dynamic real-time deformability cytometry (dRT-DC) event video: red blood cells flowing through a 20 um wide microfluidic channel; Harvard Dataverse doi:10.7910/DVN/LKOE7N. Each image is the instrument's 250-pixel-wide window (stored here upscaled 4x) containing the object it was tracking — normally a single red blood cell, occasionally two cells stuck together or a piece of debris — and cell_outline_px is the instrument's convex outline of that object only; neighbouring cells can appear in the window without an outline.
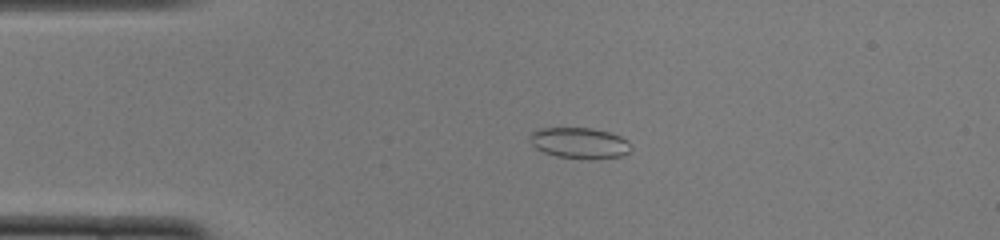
{"species": "common noctule bat (a hibernating species)", "species_latin": "Nyctalus noctula", "temperature_condition": "cold", "stored_images_in_passage": 50, "camera_frame_rate_fps": 3000, "um_per_image_px": 0.085, "animal": {"sex": "female", "body_mass_g": 22.0, "forearm_length_mm": 56.7}, "frame": {"image": 1, "passage_image": 11, "time_ms": 3.333, "image_size_px": [1000, 240], "cell_outline_px": [[632, 148], [624, 156], [588, 160], [556, 156], [544, 152], [536, 148], [532, 144], [528, 136], [532, 132], [540, 128], [592, 128], [608, 132], [620, 136], [628, 140]], "centroid_in_image_um": [49.28, 12.17], "position_along_channel_um": 35.7, "area_um2": 18.44}}
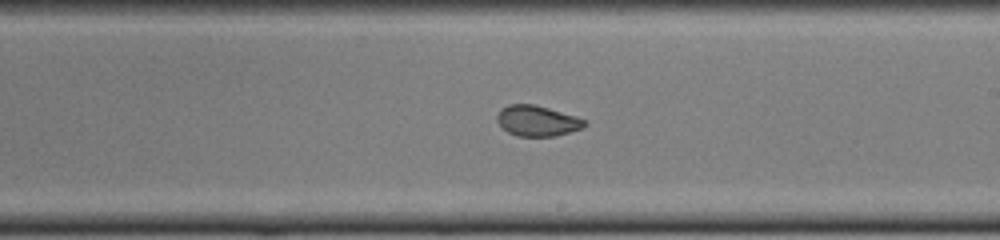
{"frame": {"image": 2, "passage_image": 29, "time_ms": 9.333, "image_size_px": [1000, 240], "cell_outline_px": [[588, 124], [580, 128], [556, 136], [516, 136], [508, 132], [496, 120], [496, 116], [508, 104], [536, 104], [576, 116], [584, 120]], "centroid_in_image_um": [45.66, 10.26], "position_along_channel_um": 243.3, "area_um2": 15.43}}
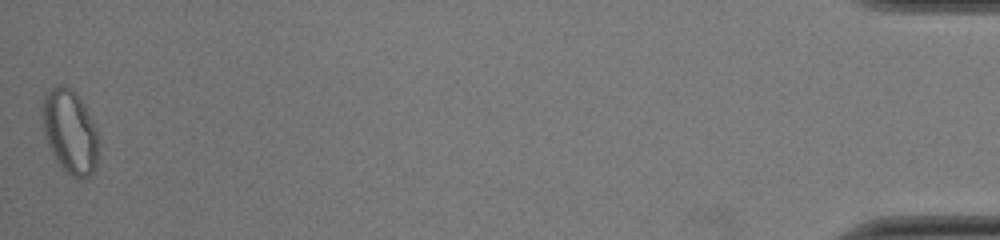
{"frame": {"image": 3, "passage_image": 50, "time_ms": 16.333, "image_size_px": [1000, 240], "cell_outline_px": [[96, 168], [84, 180], [72, 176], [56, 160], [44, 136], [40, 116], [40, 108], [44, 92], [56, 84], [64, 84], [72, 88], [76, 92], [84, 104], [96, 128]], "centroid_in_image_um": [5.88, 11.1], "position_along_channel_um": 429.3, "area_um2": 27.74}, "authors_computed_cell_mechanics": {"area_um2": 17.5134, "velocity_mm_per_s": 4.0078, "shape_relaxation_time_tau1_ms": null, "shape_relaxation_time_tau2_ms": 0.9089, "deformation_change_tau1": null, "deformation_change_tau2": 0.0566}}